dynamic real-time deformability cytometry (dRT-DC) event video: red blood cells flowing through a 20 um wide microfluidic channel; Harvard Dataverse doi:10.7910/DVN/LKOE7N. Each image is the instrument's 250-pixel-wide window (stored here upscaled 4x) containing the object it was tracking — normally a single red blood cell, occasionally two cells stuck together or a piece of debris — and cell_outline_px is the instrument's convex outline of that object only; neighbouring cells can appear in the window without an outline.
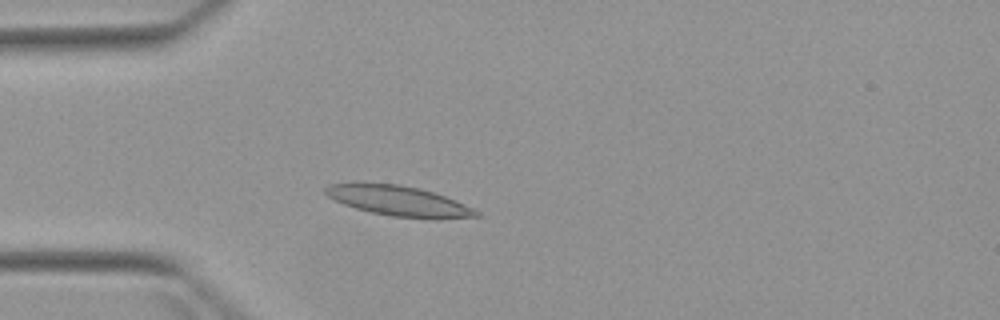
{"species": "Egyptian fruit bat (a non-hibernating species)", "species_latin": "Rousettus aegyptiacus", "temperature_condition": "warm", "stored_images_in_passage": 3, "camera_frame_rate_fps": 3000, "um_per_image_px": 0.085, "animal": {"sex": "female"}, "frame": {"image": 1, "passage_image": 3, "time_ms": 3.333, "image_size_px": [1000, 320], "cell_outline_px": [[480, 216], [432, 220], [392, 216], [372, 212], [356, 208], [344, 204], [328, 196], [324, 192], [324, 188], [328, 184], [356, 180], [400, 184], [420, 188], [444, 196], [472, 208], [480, 212]], "centroid_in_image_um": [33.81, 17.04], "position_along_channel_um": 51.2, "area_um2": 27.17}}